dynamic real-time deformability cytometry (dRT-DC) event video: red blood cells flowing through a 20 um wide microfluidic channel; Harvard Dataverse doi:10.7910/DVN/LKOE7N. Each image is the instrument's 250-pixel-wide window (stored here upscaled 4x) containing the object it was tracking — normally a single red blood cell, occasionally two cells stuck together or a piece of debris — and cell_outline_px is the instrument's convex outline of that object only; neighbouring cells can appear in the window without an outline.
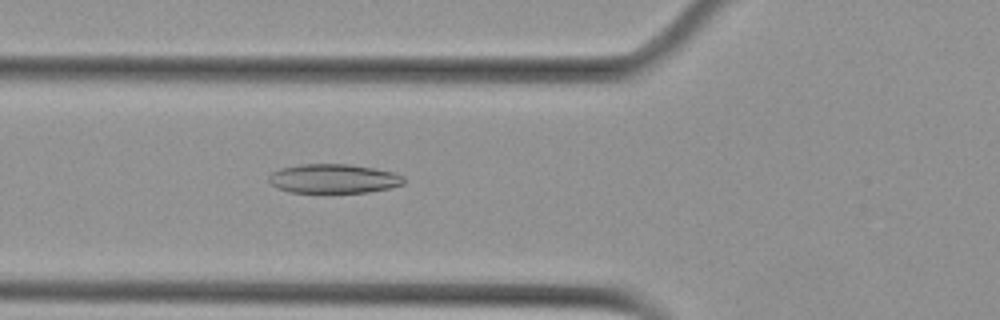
{"species": "Egyptian fruit bat (a non-hibernating species)", "species_latin": "Rousettus aegyptiacus", "temperature_condition": "cold", "stored_images_in_passage": 39, "camera_frame_rate_fps": 3000, "um_per_image_px": 0.085, "animal": {"sex": "female"}, "frame": {"image": 1, "passage_image": 4, "time_ms": 1.0, "image_size_px": [1000, 320], "cell_outline_px": [[404, 184], [388, 188], [368, 192], [288, 192], [276, 188], [268, 180], [268, 176], [272, 172], [280, 168], [300, 164], [352, 164], [392, 172], [404, 176]], "centroid_in_image_um": [28.32, 15.18], "position_along_channel_um": 97.5, "area_um2": 22.95}}
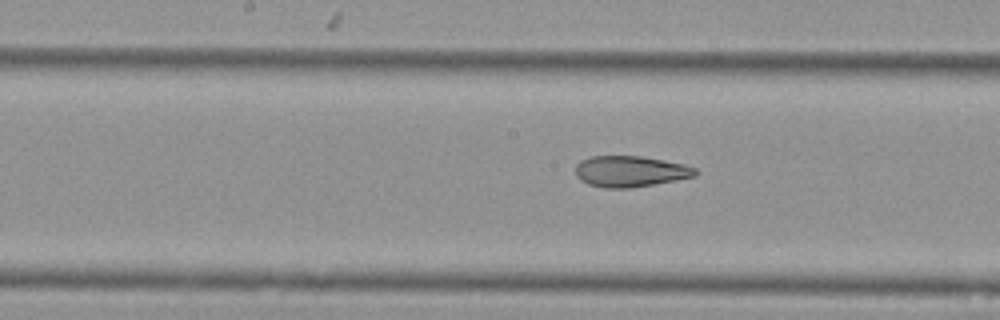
{"frame": {"image": 2, "passage_image": 12, "time_ms": 3.667, "image_size_px": [1000, 320], "cell_outline_px": [[696, 176], [676, 180], [628, 188], [604, 188], [588, 184], [580, 180], [576, 176], [576, 164], [580, 160], [592, 156], [640, 156], [664, 160], [684, 164], [696, 168]], "centroid_in_image_um": [53.55, 14.56], "position_along_channel_um": 194.7, "area_um2": 21.62}}
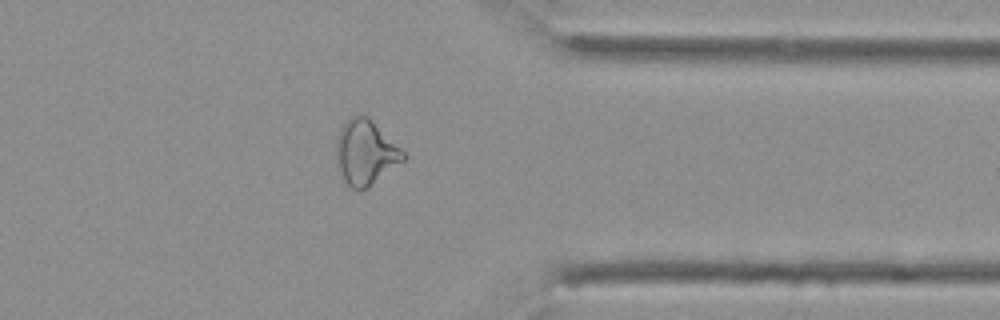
{"frame": {"image": 3, "passage_image": 28, "time_ms": 9.0, "image_size_px": [1000, 320], "cell_outline_px": [[408, 156], [404, 160], [368, 188], [352, 188], [344, 180], [336, 160], [336, 140], [340, 128], [348, 116], [360, 112], [368, 116]], "centroid_in_image_um": [31.05, 12.9], "position_along_channel_um": 380.3, "area_um2": 25.32}, "authors_computed_cell_mechanics": {"area_um2": 22.7732, "velocity_mm_per_s": 3.6284, "shape_relaxation_time_tau1_ms": null, "shape_relaxation_time_tau2_ms": 3.718, "deformation_change_tau1": null, "deformation_change_tau2": 0.1275}}